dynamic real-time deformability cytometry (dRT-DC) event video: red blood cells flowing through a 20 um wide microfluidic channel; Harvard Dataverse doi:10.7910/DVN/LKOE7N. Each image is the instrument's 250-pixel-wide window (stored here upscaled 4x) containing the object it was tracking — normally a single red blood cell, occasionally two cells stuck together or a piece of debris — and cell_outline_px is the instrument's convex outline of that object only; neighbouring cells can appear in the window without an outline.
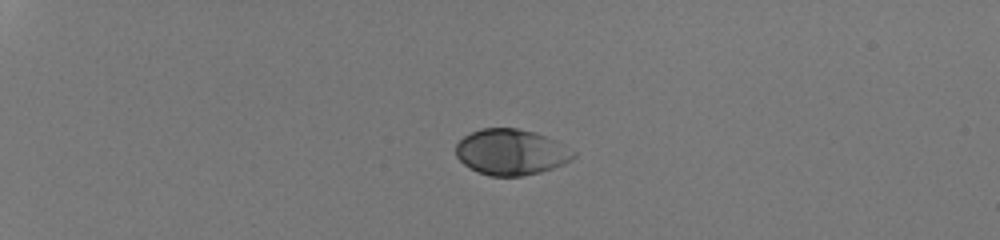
{"species": "human", "species_latin": "Homo sapiens", "temperature_condition": "room temperature", "stored_images_in_passage": 39, "camera_frame_rate_fps": 3000, "um_per_image_px": 0.085, "donor": {"sex": "male"}, "frame": {"image": 1, "passage_image": 1, "time_ms": 0.0, "image_size_px": [1000, 240], "cell_outline_px": [[576, 156], [572, 160], [564, 164], [540, 172], [524, 176], [488, 176], [476, 172], [468, 168], [456, 156], [456, 144], [464, 136], [480, 128], [516, 128], [536, 132], [556, 140], [576, 152]], "centroid_in_image_um": [43.45, 12.93], "position_along_channel_um": 41.6, "area_um2": 31.73}}
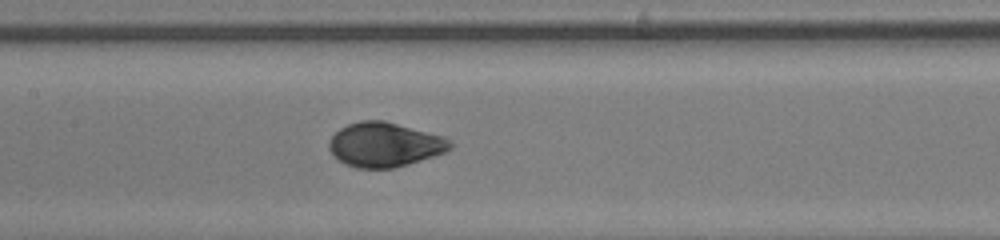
{"frame": {"image": 2, "passage_image": 17, "time_ms": 5.333, "image_size_px": [1000, 240], "cell_outline_px": [[452, 148], [444, 152], [408, 164], [392, 168], [356, 168], [344, 164], [328, 148], [328, 140], [340, 128], [348, 124], [360, 120], [384, 120], [444, 136], [452, 140]], "centroid_in_image_um": [32.69, 12.28], "position_along_channel_um": 174.7, "area_um2": 31.33}}
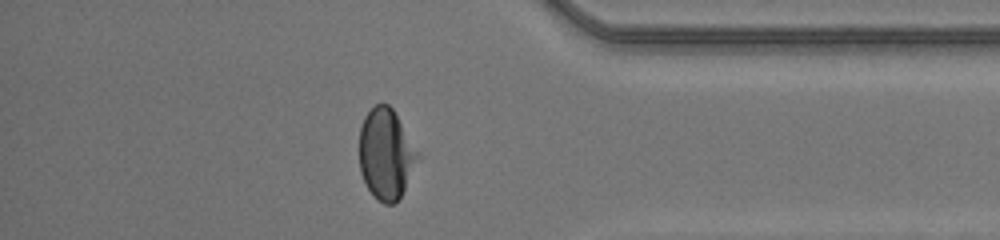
{"frame": {"image": 3, "passage_image": 34, "time_ms": 11.0, "image_size_px": [1000, 240], "cell_outline_px": [[416, 156], [404, 188], [400, 196], [392, 204], [384, 204], [372, 196], [360, 172], [360, 128], [364, 116], [376, 104], [388, 104], [392, 108], [416, 152]], "centroid_in_image_um": [32.72, 13.09], "position_along_channel_um": 402.5, "area_um2": 29.42}, "authors_computed_cell_mechanics": {"area_um2": 31.2698, "velocity_mm_per_s": 4.1856, "shape_relaxation_time_tau1_ms": 2.4235, "shape_relaxation_time_tau2_ms": null, "deformation_change_tau1": 0.1415, "deformation_change_tau2": null}}